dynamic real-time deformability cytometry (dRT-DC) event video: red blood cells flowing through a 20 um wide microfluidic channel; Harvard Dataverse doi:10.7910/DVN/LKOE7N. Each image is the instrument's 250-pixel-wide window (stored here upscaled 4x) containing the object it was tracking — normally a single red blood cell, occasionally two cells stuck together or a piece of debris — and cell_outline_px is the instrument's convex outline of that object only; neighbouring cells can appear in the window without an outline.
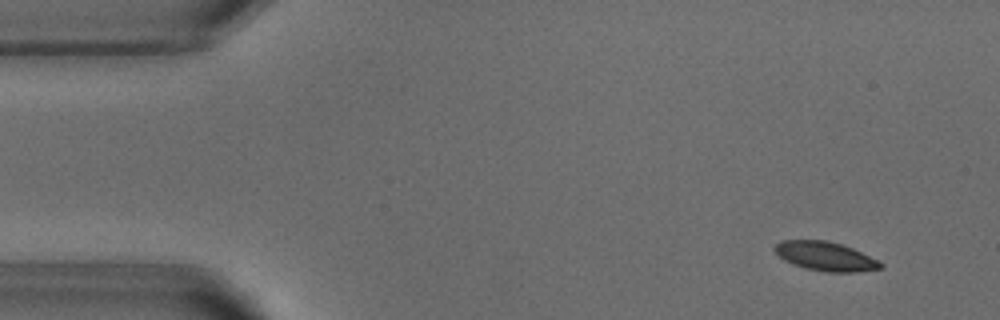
{"species": "common noctule bat (a hibernating species)", "species_latin": "Nyctalus noctula", "temperature_condition": "warm", "stored_images_in_passage": 50, "camera_frame_rate_fps": 3000, "um_per_image_px": 0.085, "animal": {"sex": "male", "body_mass_g": 18.8}, "frame": {"image": 1, "passage_image": 2, "time_ms": 0.333, "image_size_px": [1000, 320], "cell_outline_px": [[884, 268], [856, 272], [828, 272], [808, 268], [792, 264], [784, 260], [772, 248], [780, 240], [824, 240], [840, 244], [852, 248], [880, 260], [884, 264]], "centroid_in_image_um": [70.19, 21.78], "position_along_channel_um": 14.8, "area_um2": 17.92}}
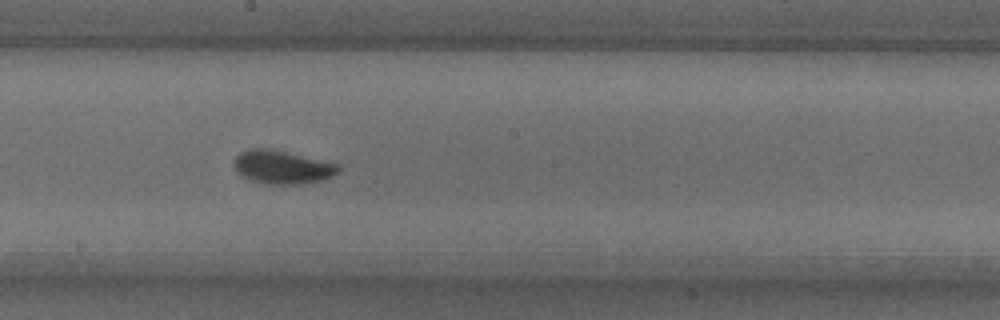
{"frame": {"image": 2, "passage_image": 26, "time_ms": 8.333, "image_size_px": [1000, 320], "cell_outline_px": [[340, 172], [324, 180], [300, 184], [268, 184], [252, 180], [240, 176], [236, 172], [236, 156], [240, 152], [252, 148], [268, 148], [340, 164]], "centroid_in_image_um": [24.03, 14.21], "position_along_channel_um": 224.2, "area_um2": 20.23}}
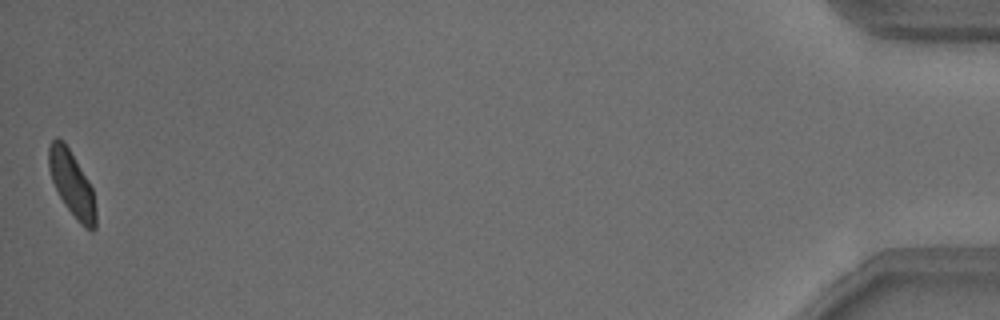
{"frame": {"image": 3, "passage_image": 50, "time_ms": 16.333, "image_size_px": [1000, 320], "cell_outline_px": [[96, 228], [92, 232], [84, 228], [80, 224], [64, 204], [52, 180], [48, 168], [48, 148], [52, 140], [56, 136], [64, 140], [88, 180], [92, 188], [96, 208]], "centroid_in_image_um": [6.11, 15.63], "position_along_channel_um": 429.1, "area_um2": 17.98}, "authors_computed_cell_mechanics": {"area_um2": 18.5827, "velocity_mm_per_s": 3.7974, "shape_relaxation_time_tau1_ms": 3.2273, "shape_relaxation_time_tau2_ms": 1.4959, "deformation_change_tau1": 0.1537, "deformation_change_tau2": 0.0692}}